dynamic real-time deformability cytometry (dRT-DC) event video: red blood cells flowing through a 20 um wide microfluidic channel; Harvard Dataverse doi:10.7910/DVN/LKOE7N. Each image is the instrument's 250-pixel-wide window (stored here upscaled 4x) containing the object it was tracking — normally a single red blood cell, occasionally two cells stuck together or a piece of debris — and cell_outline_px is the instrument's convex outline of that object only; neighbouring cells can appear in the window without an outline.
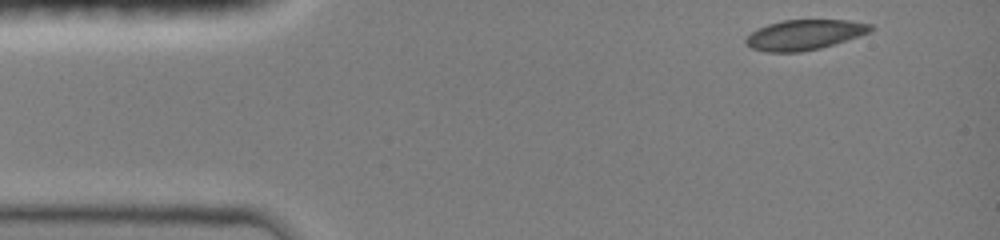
{"species": "common noctule bat (a hibernating species)", "species_latin": "Nyctalus noctula", "temperature_condition": "room temperature", "stored_images_in_passage": 39, "camera_frame_rate_fps": 3000, "um_per_image_px": 0.085, "animal": {"sex": "female", "body_mass_g": 19.0, "forearm_length_mm": 51.5}, "frame": {"image": 1, "passage_image": 1, "time_ms": 0.0, "image_size_px": [1000, 240], "cell_outline_px": [[876, 28], [872, 32], [820, 48], [800, 52], [768, 52], [752, 48], [744, 40], [752, 32], [768, 24], [784, 20], [848, 20], [872, 24]], "centroid_in_image_um": [68.44, 2.95], "position_along_channel_um": 16.6, "area_um2": 21.79}}
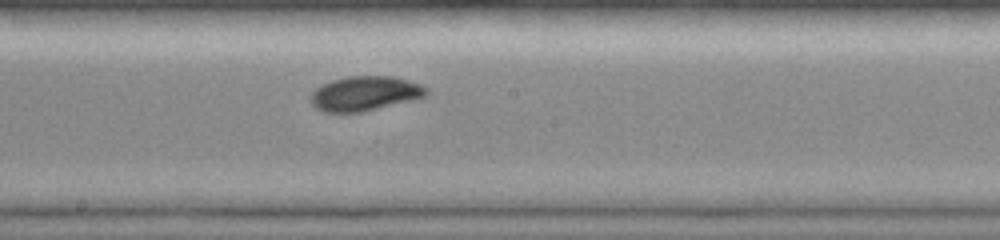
{"frame": {"image": 2, "passage_image": 22, "time_ms": 7.0, "image_size_px": [1000, 240], "cell_outline_px": [[428, 96], [416, 100], [360, 112], [324, 112], [316, 108], [312, 104], [312, 92], [320, 84], [332, 80], [348, 76], [392, 76], [408, 80], [420, 84], [428, 88]], "centroid_in_image_um": [31.06, 7.94], "position_along_channel_um": 217.1, "area_um2": 23.47}}
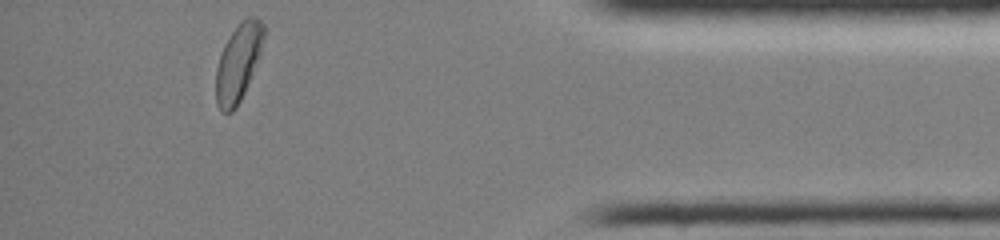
{"frame": {"image": 3, "passage_image": 39, "time_ms": 12.667, "image_size_px": [1000, 240], "cell_outline_px": [[264, 36], [260, 56], [244, 92], [236, 108], [232, 112], [220, 112], [216, 104], [216, 68], [224, 44], [240, 20], [248, 16], [256, 16], [264, 24]], "centroid_in_image_um": [20.25, 5.3], "position_along_channel_um": 414.9, "area_um2": 21.62}, "authors_computed_cell_mechanics": {"area_um2": 22.253, "velocity_mm_per_s": 4.0255, "shape_relaxation_time_tau1_ms": 4.0475, "shape_relaxation_time_tau2_ms": null, "deformation_change_tau1": 0.1242, "deformation_change_tau2": null}}